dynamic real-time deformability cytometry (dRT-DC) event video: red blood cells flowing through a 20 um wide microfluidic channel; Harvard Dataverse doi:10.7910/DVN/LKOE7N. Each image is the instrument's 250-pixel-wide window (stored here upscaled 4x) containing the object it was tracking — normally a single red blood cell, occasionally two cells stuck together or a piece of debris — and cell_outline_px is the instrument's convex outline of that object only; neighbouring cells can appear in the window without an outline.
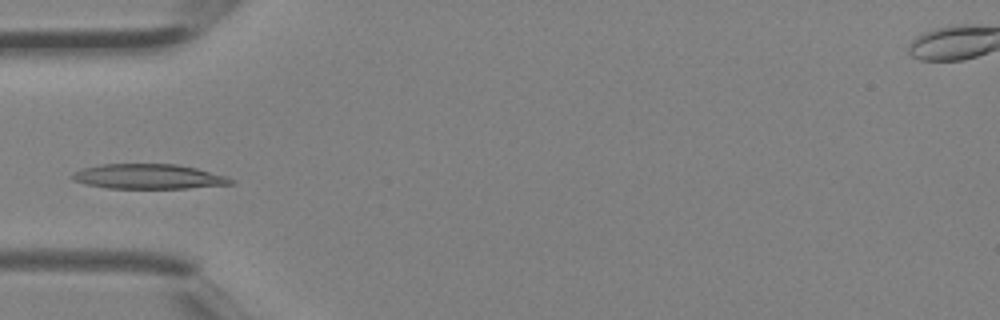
{"species": "Egyptian fruit bat (a non-hibernating species)", "species_latin": "Rousettus aegyptiacus", "temperature_condition": "room temperature", "stored_images_in_passage": 4, "camera_frame_rate_fps": 3000, "um_per_image_px": 0.085, "animal": {"sex": "female"}, "frame": {"image": 1, "passage_image": 4, "time_ms": 1.0, "image_size_px": [1000, 320], "cell_outline_px": [[236, 184], [188, 188], [108, 188], [88, 184], [72, 180], [68, 176], [72, 172], [80, 168], [100, 164], [176, 164], [196, 168], [228, 176], [236, 180]], "centroid_in_image_um": [12.63, 15.0], "position_along_channel_um": 72.4, "area_um2": 23.29}}